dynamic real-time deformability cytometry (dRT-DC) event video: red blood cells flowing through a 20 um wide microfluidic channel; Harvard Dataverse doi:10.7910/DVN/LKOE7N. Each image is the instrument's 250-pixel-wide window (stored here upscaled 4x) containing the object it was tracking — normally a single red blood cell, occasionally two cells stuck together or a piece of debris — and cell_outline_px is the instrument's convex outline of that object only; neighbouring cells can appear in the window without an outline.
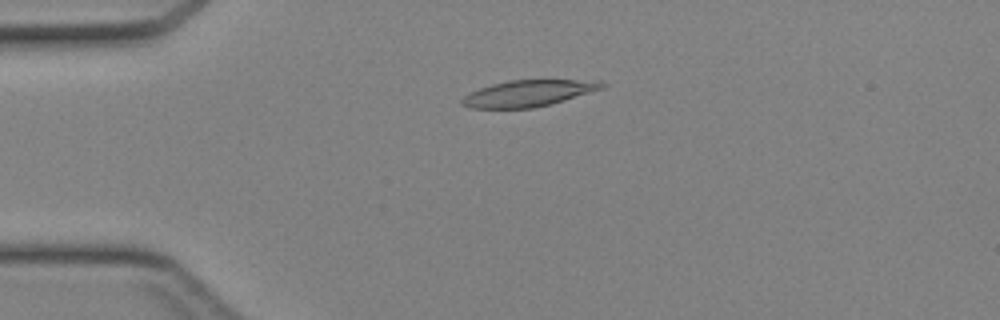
{"species": "Egyptian fruit bat (a non-hibernating species)", "species_latin": "Rousettus aegyptiacus", "temperature_condition": "cold", "stored_images_in_passage": 36, "camera_frame_rate_fps": 3000, "um_per_image_px": 0.085, "animal": {"sex": "female"}, "frame": {"image": 1, "passage_image": 2, "time_ms": 0.333, "image_size_px": [1000, 320], "cell_outline_px": [[608, 84], [604, 88], [552, 104], [532, 108], [468, 108], [460, 104], [460, 100], [468, 92], [492, 84], [508, 80], [600, 80]], "centroid_in_image_um": [44.91, 7.93], "position_along_channel_um": 40.1, "area_um2": 21.73}}
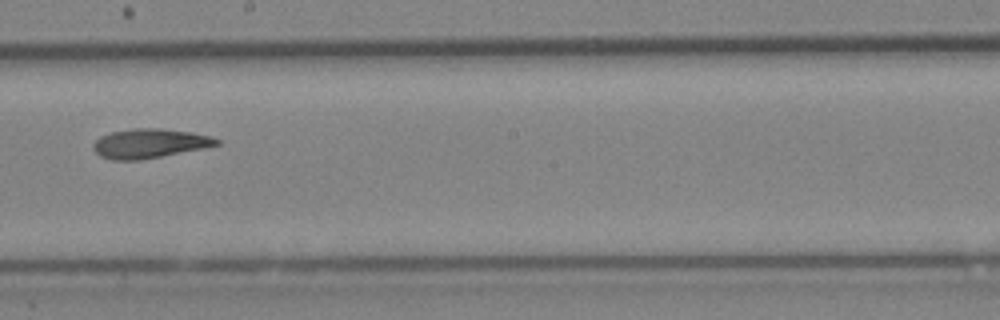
{"frame": {"image": 2, "passage_image": 17, "time_ms": 5.333, "image_size_px": [1000, 320], "cell_outline_px": [[220, 144], [204, 148], [140, 160], [112, 160], [100, 156], [92, 148], [92, 144], [100, 136], [112, 132], [136, 128], [160, 128], [192, 132], [208, 136], [220, 140]], "centroid_in_image_um": [12.69, 12.19], "position_along_channel_um": 235.5, "area_um2": 20.98}}
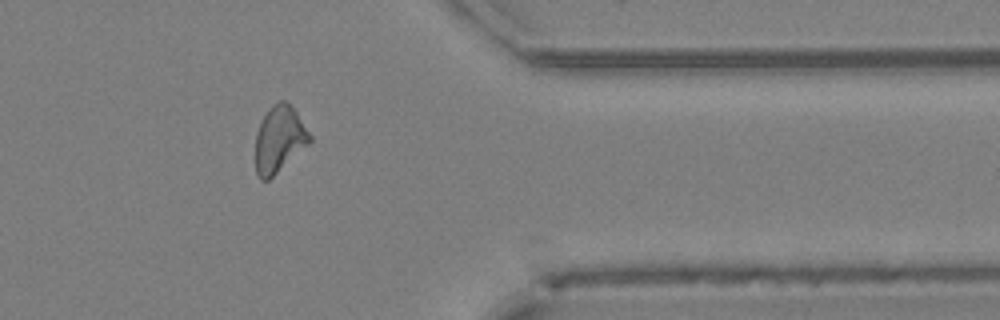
{"frame": {"image": 3, "passage_image": 28, "time_ms": 9.0, "image_size_px": [1000, 320], "cell_outline_px": [[312, 140], [308, 144], [268, 180], [260, 180], [256, 172], [256, 132], [264, 116], [272, 104], [280, 100], [284, 100], [296, 112], [312, 136]], "centroid_in_image_um": [23.73, 11.83], "position_along_channel_um": 387.7, "area_um2": 20.58}}